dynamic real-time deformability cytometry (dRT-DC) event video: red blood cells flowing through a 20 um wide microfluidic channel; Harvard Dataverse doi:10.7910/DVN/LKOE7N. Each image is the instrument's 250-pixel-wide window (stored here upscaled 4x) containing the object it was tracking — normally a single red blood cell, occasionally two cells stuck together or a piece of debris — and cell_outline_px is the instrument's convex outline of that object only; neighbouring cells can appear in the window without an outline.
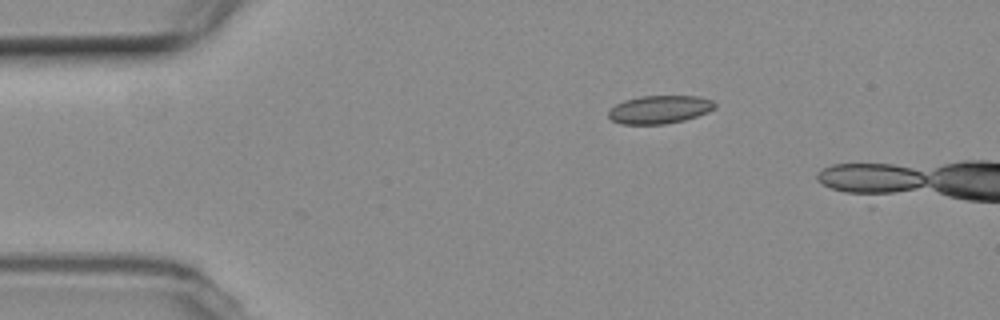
{"species": "common noctule bat (a hibernating species)", "species_latin": "Nyctalus noctula", "temperature_condition": "room temperature", "stored_images_in_passage": 2, "camera_frame_rate_fps": 3000, "um_per_image_px": 0.085, "animal": {"sex": "female", "body_mass_g": 19.3, "forearm_length_mm": 54.1}, "frame": {"image": 1, "passage_image": 1, "time_ms": 0.0, "image_size_px": [1000, 320], "cell_outline_px": [[716, 108], [708, 112], [684, 120], [664, 124], [620, 124], [612, 120], [608, 116], [608, 112], [616, 104], [624, 100], [640, 96], [700, 96], [712, 100], [716, 104]], "centroid_in_image_um": [56.07, 9.3], "position_along_channel_um": 28.9, "area_um2": 17.46}}